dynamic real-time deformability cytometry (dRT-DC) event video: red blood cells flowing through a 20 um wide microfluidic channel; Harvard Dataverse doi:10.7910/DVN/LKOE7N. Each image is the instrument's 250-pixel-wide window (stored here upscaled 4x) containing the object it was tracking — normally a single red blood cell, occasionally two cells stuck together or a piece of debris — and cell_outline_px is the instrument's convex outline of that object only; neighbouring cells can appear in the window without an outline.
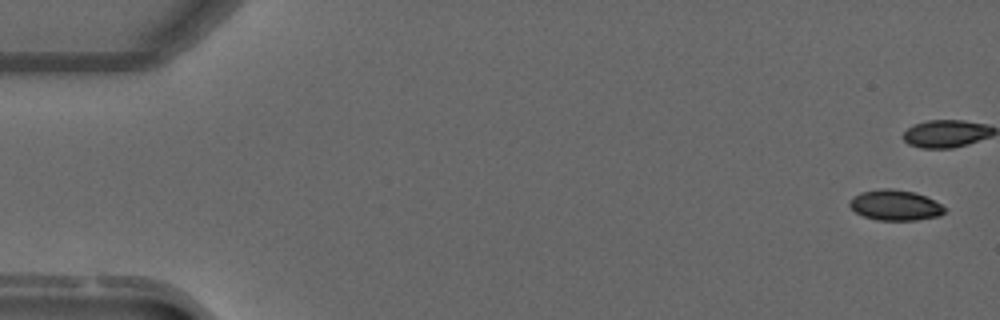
{"species": "common noctule bat (a hibernating species)", "species_latin": "Nyctalus noctula", "temperature_condition": "warm", "stored_images_in_passage": 4, "camera_frame_rate_fps": 3000, "um_per_image_px": 0.085, "animal": {"sex": "male", "forearm_length_mm": 52.5}, "frame": {"image": 1, "passage_image": 1, "time_ms": 0.0, "image_size_px": [1000, 320], "cell_outline_px": [[948, 208], [940, 216], [916, 220], [876, 220], [864, 216], [856, 212], [848, 204], [860, 192], [884, 188], [892, 188], [916, 192]], "centroid_in_image_um": [76.12, 17.44], "position_along_channel_um": 8.9, "area_um2": 16.76}}